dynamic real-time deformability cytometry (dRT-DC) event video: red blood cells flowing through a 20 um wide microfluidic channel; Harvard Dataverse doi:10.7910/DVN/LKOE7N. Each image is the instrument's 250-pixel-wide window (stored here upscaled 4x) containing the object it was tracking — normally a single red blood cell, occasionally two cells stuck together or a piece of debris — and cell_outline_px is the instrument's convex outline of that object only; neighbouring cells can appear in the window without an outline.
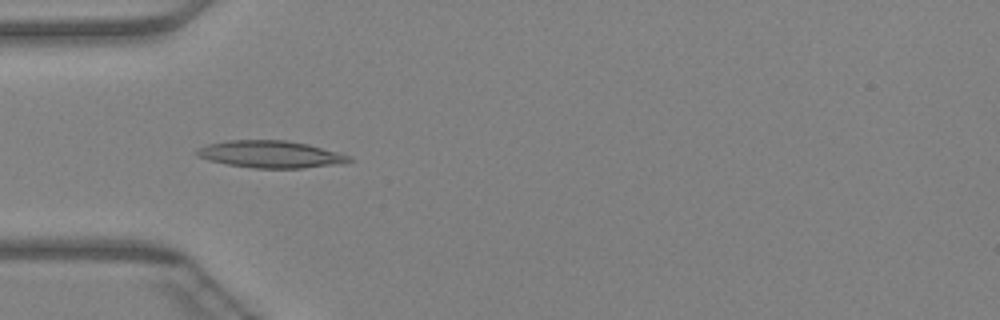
{"species": "Egyptian fruit bat (a non-hibernating species)", "species_latin": "Rousettus aegyptiacus", "temperature_condition": "warm", "stored_images_in_passage": 33, "camera_frame_rate_fps": 3000, "um_per_image_px": 0.085, "animal": {"sex": "female"}, "frame": {"image": 1, "passage_image": 14, "time_ms": 4.333, "image_size_px": [1000, 320], "cell_outline_px": [[352, 160], [344, 164], [304, 168], [252, 168], [228, 164], [208, 160], [196, 156], [196, 148], [208, 144], [228, 140], [288, 140], [308, 144], [352, 156]], "centroid_in_image_um": [23.02, 13.11], "position_along_channel_um": 62.0, "area_um2": 24.28}}
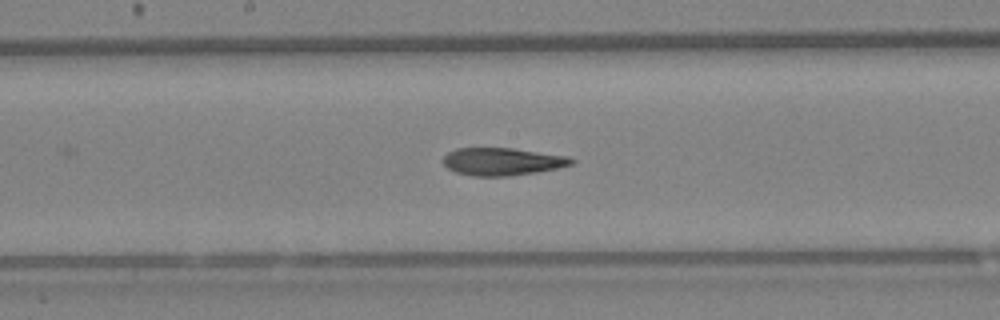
{"frame": {"image": 2, "passage_image": 24, "time_ms": 7.667, "image_size_px": [1000, 320], "cell_outline_px": [[576, 160], [572, 164], [556, 168], [536, 172], [508, 176], [472, 176], [456, 172], [448, 168], [444, 164], [444, 156], [448, 152], [456, 148], [512, 148], [568, 156]], "centroid_in_image_um": [42.69, 13.73], "position_along_channel_um": 205.5, "area_um2": 20.52}}
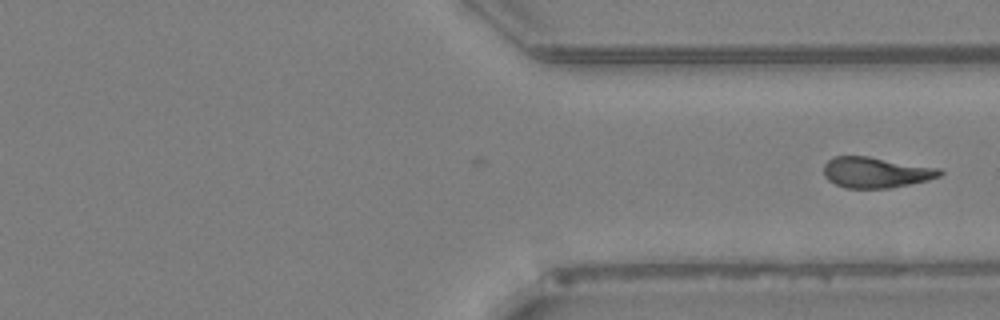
{"frame": {"image": 3, "passage_image": 33, "time_ms": 10.667, "image_size_px": [1000, 320], "cell_outline_px": [[944, 172], [940, 176], [928, 180], [888, 188], [844, 188], [828, 180], [824, 176], [824, 164], [828, 160], [836, 156], [868, 156], [940, 168]], "centroid_in_image_um": [74.45, 14.65], "position_along_channel_um": 337.0, "area_um2": 20.75}}